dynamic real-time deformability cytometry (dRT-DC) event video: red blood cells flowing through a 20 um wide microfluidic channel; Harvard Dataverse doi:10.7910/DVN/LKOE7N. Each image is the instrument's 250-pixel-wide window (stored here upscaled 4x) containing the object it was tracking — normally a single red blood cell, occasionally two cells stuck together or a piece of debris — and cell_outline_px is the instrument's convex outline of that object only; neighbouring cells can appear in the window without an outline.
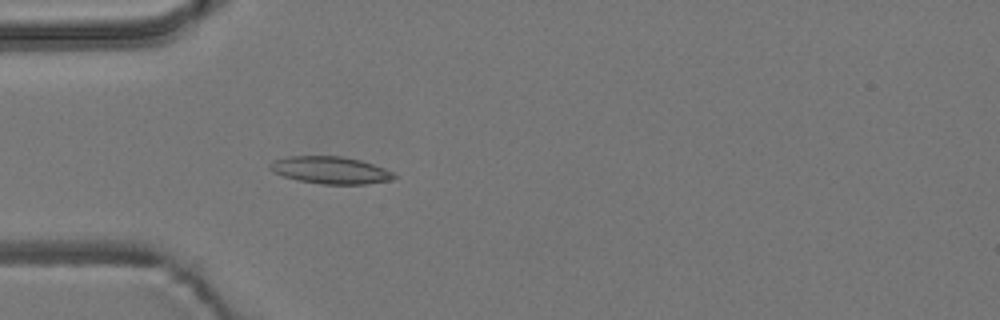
{"species": "common noctule bat (a hibernating species)", "species_latin": "Nyctalus noctula", "temperature_condition": "room temperature", "stored_images_in_passage": 5, "camera_frame_rate_fps": 3000, "um_per_image_px": 0.085, "animal": {"sex": "male", "body_mass_g": 19.2, "forearm_length_mm": 51.8}, "frame": {"image": 1, "passage_image": 5, "time_ms": 4.667, "image_size_px": [1000, 320], "cell_outline_px": [[396, 176], [392, 180], [364, 184], [320, 184], [300, 180], [284, 176], [268, 168], [268, 164], [272, 160], [288, 156], [340, 156], [360, 160], [384, 168], [392, 172]], "centroid_in_image_um": [28.07, 14.45], "position_along_channel_um": 56.9, "area_um2": 19.54}}